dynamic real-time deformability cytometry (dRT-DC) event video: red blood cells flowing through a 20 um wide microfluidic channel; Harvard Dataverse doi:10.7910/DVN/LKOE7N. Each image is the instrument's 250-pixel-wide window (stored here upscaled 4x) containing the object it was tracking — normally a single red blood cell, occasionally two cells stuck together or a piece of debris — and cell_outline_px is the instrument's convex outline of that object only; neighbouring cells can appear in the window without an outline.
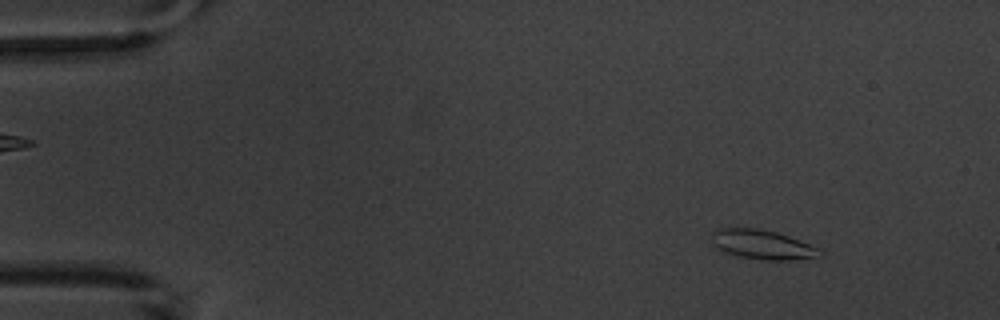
{"species": "common noctule bat (a hibernating species)", "species_latin": "Nyctalus noctula", "temperature_condition": "warm", "stored_images_in_passage": 9, "camera_frame_rate_fps": 3000, "um_per_image_px": 0.085, "animal": {"sex": "male", "body_mass_g": 20.1, "forearm_length_mm": 53.5}, "frame": {"image": 1, "passage_image": 2, "time_ms": 1.0, "image_size_px": [1000, 320], "cell_outline_px": [[824, 252], [820, 256], [788, 260], [764, 260], [740, 256], [724, 252], [712, 244], [712, 232], [720, 228], [756, 228], [776, 232], [788, 236], [808, 244]], "centroid_in_image_um": [64.76, 20.79], "position_along_channel_um": 20.2, "area_um2": 18.21}}
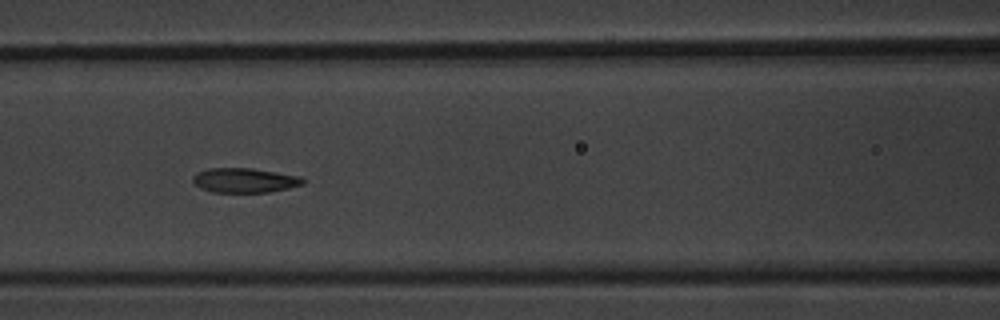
{"frame": {"image": 2, "passage_image": 7, "time_ms": 7.0, "image_size_px": [1000, 320], "cell_outline_px": [[308, 180], [304, 184], [288, 188], [268, 192], [212, 192], [200, 188], [192, 180], [192, 176], [196, 172], [208, 168], [252, 168], [300, 176]], "centroid_in_image_um": [20.8, 15.32], "position_along_channel_um": 145.8, "area_um2": 15.9}}
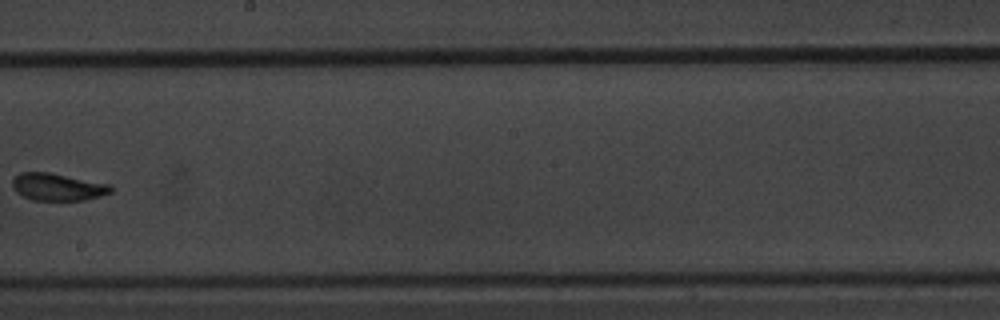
{"frame": {"image": 3, "passage_image": 9, "time_ms": 9.667, "image_size_px": [1000, 320], "cell_outline_px": [[112, 192], [100, 196], [84, 200], [32, 200], [16, 192], [12, 188], [12, 180], [20, 172], [48, 172], [108, 184], [112, 188]], "centroid_in_image_um": [4.86, 15.89], "position_along_channel_um": 243.3, "area_um2": 15.49}}